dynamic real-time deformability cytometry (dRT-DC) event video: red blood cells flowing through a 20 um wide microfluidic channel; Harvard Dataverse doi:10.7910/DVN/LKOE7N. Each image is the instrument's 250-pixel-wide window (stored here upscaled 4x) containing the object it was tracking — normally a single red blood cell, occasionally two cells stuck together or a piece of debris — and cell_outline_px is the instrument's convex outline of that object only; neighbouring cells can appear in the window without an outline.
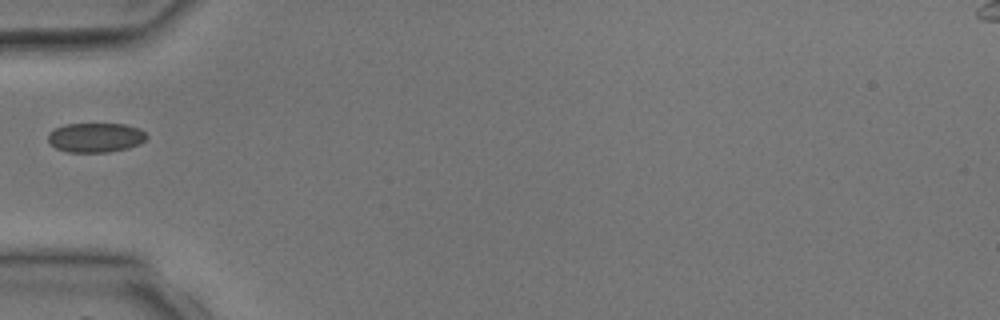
{"species": "common noctule bat (a hibernating species)", "species_latin": "Nyctalus noctula", "temperature_condition": "room temperature", "stored_images_in_passage": 3, "camera_frame_rate_fps": 3000, "um_per_image_px": 0.085, "animal": {"sex": "male", "body_mass_g": 17.9, "forearm_length_mm": 54.2}, "frame": {"image": 1, "passage_image": 3, "time_ms": 2.333, "image_size_px": [1000, 320], "cell_outline_px": [[148, 136], [140, 144], [128, 148], [108, 152], [68, 152], [56, 148], [48, 140], [48, 136], [56, 128], [64, 124], [124, 124], [140, 128]], "centroid_in_image_um": [8.16, 11.69], "position_along_channel_um": 76.8, "area_um2": 16.82}}